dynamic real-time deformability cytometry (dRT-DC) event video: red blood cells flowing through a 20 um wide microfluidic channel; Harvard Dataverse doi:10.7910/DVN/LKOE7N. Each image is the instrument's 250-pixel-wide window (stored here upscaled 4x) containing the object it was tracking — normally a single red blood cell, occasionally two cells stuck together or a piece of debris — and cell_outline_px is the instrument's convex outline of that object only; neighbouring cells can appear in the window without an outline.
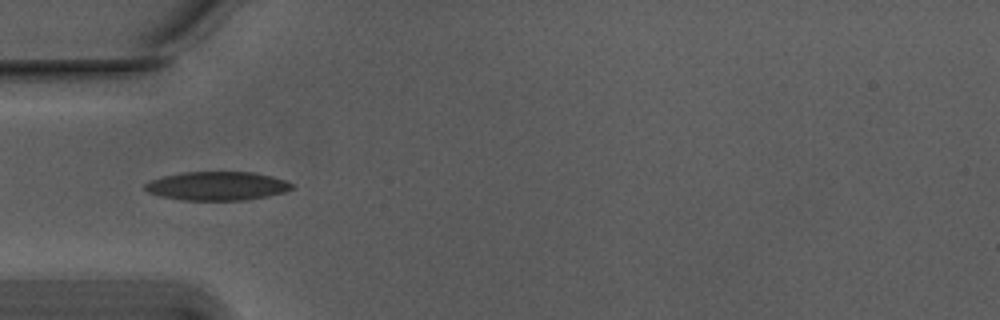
{"species": "Egyptian fruit bat (a non-hibernating species)", "species_latin": "Rousettus aegyptiacus", "temperature_condition": "warm", "stored_images_in_passage": 34, "camera_frame_rate_fps": 3000, "um_per_image_px": 0.085, "animal": {"sex": "male"}, "frame": {"image": 1, "passage_image": 3, "time_ms": 0.667, "image_size_px": [1000, 320], "cell_outline_px": [[292, 188], [284, 192], [268, 196], [244, 200], [184, 200], [160, 196], [148, 192], [144, 188], [144, 184], [152, 180], [164, 176], [184, 172], [252, 172], [284, 180], [292, 184]], "centroid_in_image_um": [18.42, 15.81], "position_along_channel_um": 66.6, "area_um2": 24.28}}
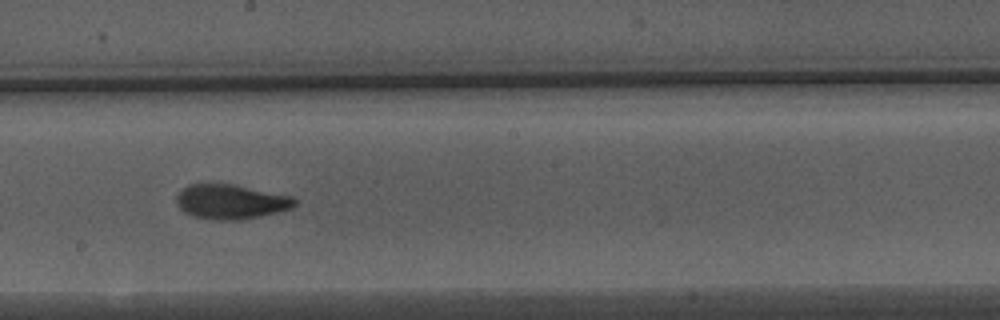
{"frame": {"image": 2, "passage_image": 16, "time_ms": 5.0, "image_size_px": [1000, 320], "cell_outline_px": [[296, 204], [292, 208], [260, 216], [236, 220], [212, 220], [192, 216], [184, 212], [180, 208], [176, 200], [176, 196], [188, 184], [232, 184], [292, 196], [296, 200]], "centroid_in_image_um": [19.61, 17.15], "position_along_channel_um": 228.6, "area_um2": 23.7}}
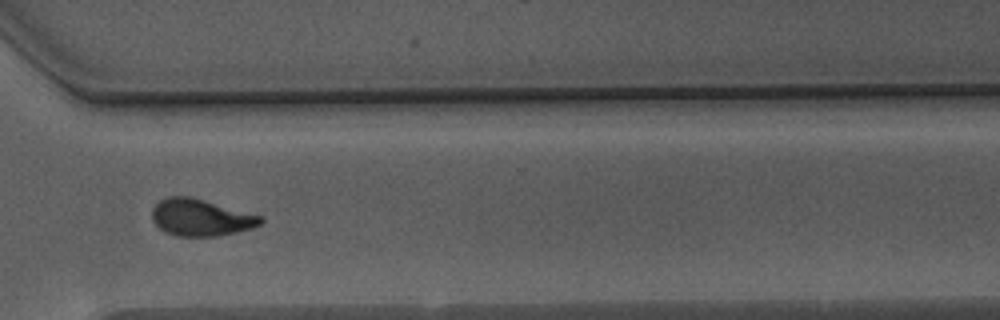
{"frame": {"image": 3, "passage_image": 26, "time_ms": 8.333, "image_size_px": [1000, 320], "cell_outline_px": [[264, 220], [260, 224], [252, 228], [236, 232], [216, 236], [176, 236], [164, 232], [152, 220], [152, 208], [160, 200], [168, 196], [192, 196], [264, 216]], "centroid_in_image_um": [17.08, 18.48], "position_along_channel_um": 353.5, "area_um2": 23.58}, "authors_computed_cell_mechanics": {"area_um2": 23.5246, "velocity_mm_per_s": 3.7439, "shape_relaxation_time_tau1_ms": 4.7741, "shape_relaxation_time_tau2_ms": 1.5718, "deformation_change_tau1": 0.1701, "deformation_change_tau2": 0.0752}}